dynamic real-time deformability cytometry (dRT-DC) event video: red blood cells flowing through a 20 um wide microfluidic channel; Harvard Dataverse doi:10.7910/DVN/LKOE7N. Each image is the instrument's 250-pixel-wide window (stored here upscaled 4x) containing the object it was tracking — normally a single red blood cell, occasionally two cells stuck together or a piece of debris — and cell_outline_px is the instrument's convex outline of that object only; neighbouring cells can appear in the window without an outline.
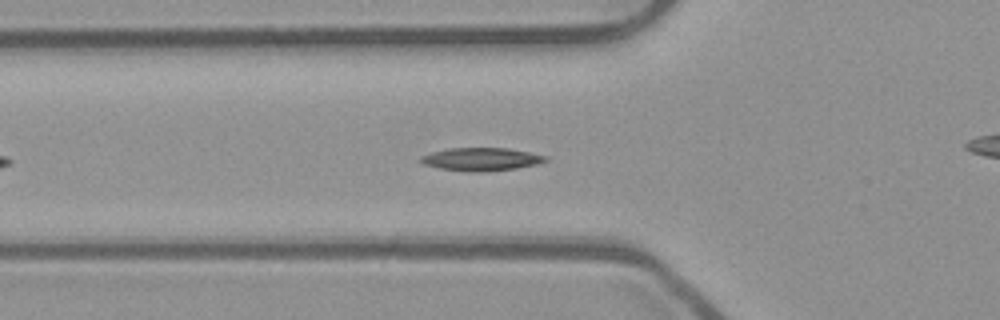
{"species": "common noctule bat (a hibernating species)", "species_latin": "Nyctalus noctula", "temperature_condition": "room temperature", "stored_images_in_passage": 31, "camera_frame_rate_fps": 3000, "um_per_image_px": 0.085, "animal": {"sex": "male", "body_mass_g": 23.1, "forearm_length_mm": 52.7}, "frame": {"image": 1, "passage_image": 9, "time_ms": 2.667, "image_size_px": [1000, 320], "cell_outline_px": [[548, 160], [536, 164], [516, 168], [484, 172], [464, 172], [440, 168], [424, 164], [420, 160], [420, 156], [432, 152], [448, 148], [508, 148], [548, 156]], "centroid_in_image_um": [40.9, 13.54], "position_along_channel_um": 84.9, "area_um2": 16.76}}
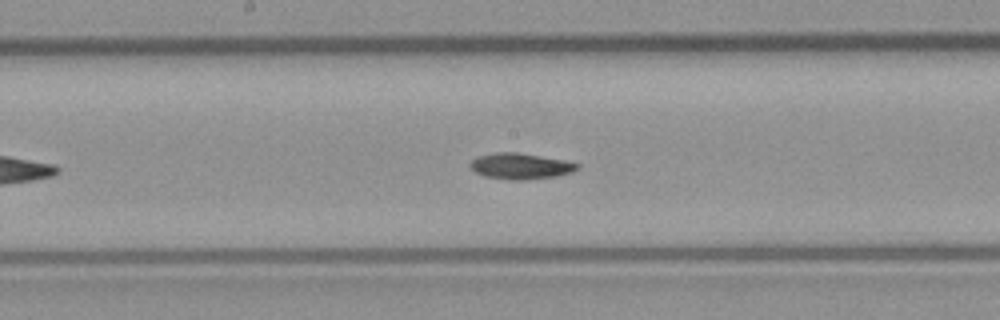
{"frame": {"image": 2, "passage_image": 18, "time_ms": 5.667, "image_size_px": [1000, 320], "cell_outline_px": [[580, 168], [572, 172], [556, 176], [528, 180], [508, 180], [484, 176], [468, 168], [468, 164], [476, 156], [496, 152], [516, 152], [564, 160], [580, 164]], "centroid_in_image_um": [44.21, 14.13], "position_along_channel_um": 204.0, "area_um2": 16.42}}
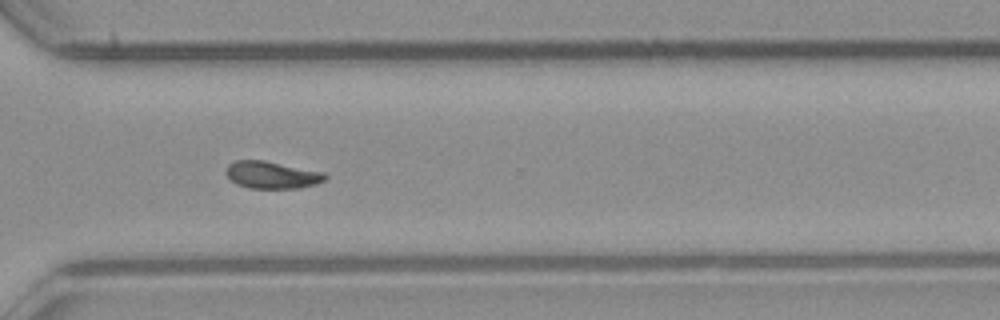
{"frame": {"image": 3, "passage_image": 29, "time_ms": 9.333, "image_size_px": [1000, 320], "cell_outline_px": [[328, 176], [324, 180], [316, 184], [300, 188], [248, 188], [236, 184], [224, 172], [228, 164], [236, 160], [264, 160], [324, 172]], "centroid_in_image_um": [23.1, 14.86], "position_along_channel_um": 347.5, "area_um2": 15.78}, "authors_computed_cell_mechanics": {"area_um2": 15.9528, "velocity_mm_per_s": 3.9225, "shape_relaxation_time_tau1_ms": 9.7667, "shape_relaxation_time_tau2_ms": null, "deformation_change_tau1": 0.1843, "deformation_change_tau2": null}}